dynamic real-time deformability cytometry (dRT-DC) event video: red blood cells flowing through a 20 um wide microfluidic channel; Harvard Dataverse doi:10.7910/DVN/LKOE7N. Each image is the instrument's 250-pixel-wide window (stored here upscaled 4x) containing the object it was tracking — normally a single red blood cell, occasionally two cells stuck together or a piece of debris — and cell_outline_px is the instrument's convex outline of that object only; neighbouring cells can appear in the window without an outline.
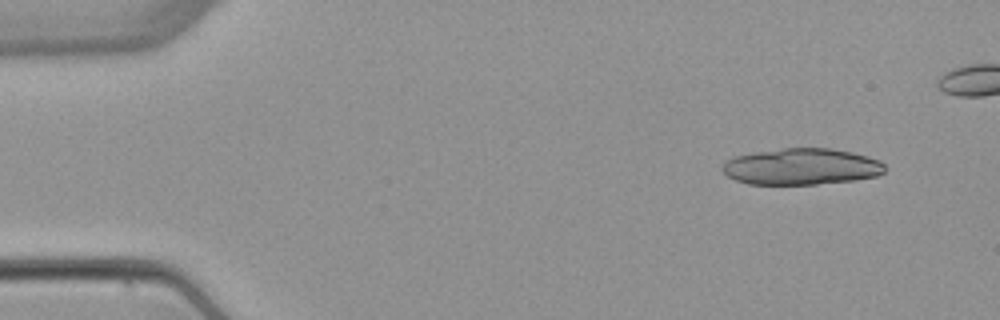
{"species": "common noctule bat (a hibernating species)", "species_latin": "Nyctalus noctula", "temperature_condition": "warm", "stored_images_in_passage": 5, "segment_of_instrument_passage": [1, 2], "camera_frame_rate_fps": 3000, "um_per_image_px": 0.085, "animal": {"sex": "female", "body_mass_g": 22.7, "forearm_length_mm": 54.2}, "frame": {"image": 1, "passage_image": 1, "time_ms": 0.0, "image_size_px": [1000, 320], "cell_outline_px": [[884, 172], [876, 176], [852, 180], [816, 184], [748, 184], [736, 180], [728, 176], [720, 168], [728, 160], [736, 156], [756, 152], [784, 148], [832, 148], [852, 152], [868, 156], [880, 160], [884, 164]], "centroid_in_image_um": [68.14, 14.16], "position_along_channel_um": 16.9, "area_um2": 34.28}}